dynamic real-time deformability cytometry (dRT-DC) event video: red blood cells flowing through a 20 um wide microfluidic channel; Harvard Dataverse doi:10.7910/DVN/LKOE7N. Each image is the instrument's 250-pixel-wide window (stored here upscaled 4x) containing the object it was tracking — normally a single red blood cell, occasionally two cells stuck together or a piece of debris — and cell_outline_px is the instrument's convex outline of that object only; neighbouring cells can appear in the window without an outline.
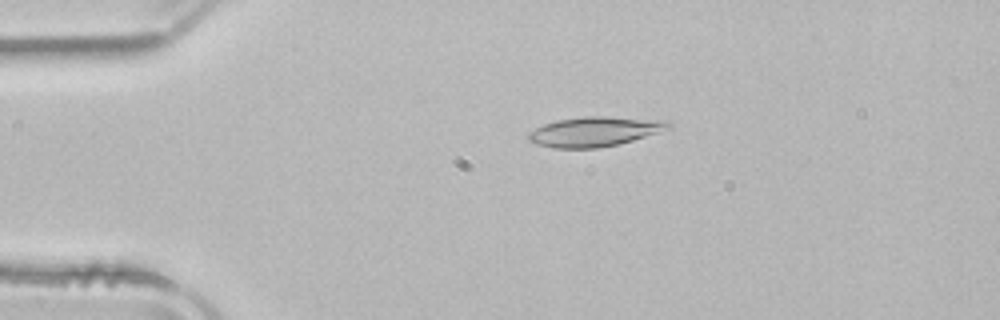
{"species": "common noctule bat (a hibernating species)", "species_latin": "Nyctalus noctula", "temperature_condition": "room temperature", "stored_images_in_passage": 42, "camera_frame_rate_fps": 3000, "um_per_image_px": 0.085, "animal": {"sex": "male", "body_mass_g": 21.5, "forearm_length_mm": 52.0}, "frame": {"image": 1, "passage_image": 1, "time_ms": 0.0, "image_size_px": [1000, 320], "cell_outline_px": [[672, 128], [620, 144], [600, 148], [552, 148], [536, 144], [528, 140], [528, 132], [544, 124], [556, 120], [584, 116], [608, 116], [664, 120], [672, 124]], "centroid_in_image_um": [50.55, 11.18], "position_along_channel_um": 34.5, "area_um2": 24.45}}
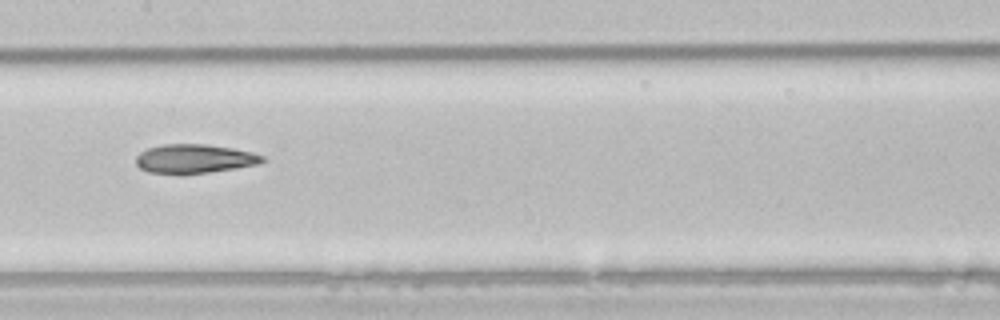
{"frame": {"image": 2, "passage_image": 16, "time_ms": 5.0, "image_size_px": [1000, 320], "cell_outline_px": [[268, 160], [260, 164], [236, 168], [208, 172], [176, 176], [148, 172], [140, 168], [136, 164], [136, 156], [140, 152], [148, 148], [164, 144], [208, 144], [232, 148], [252, 152], [264, 156]], "centroid_in_image_um": [16.52, 13.52], "position_along_channel_um": 190.9, "area_um2": 21.91}}
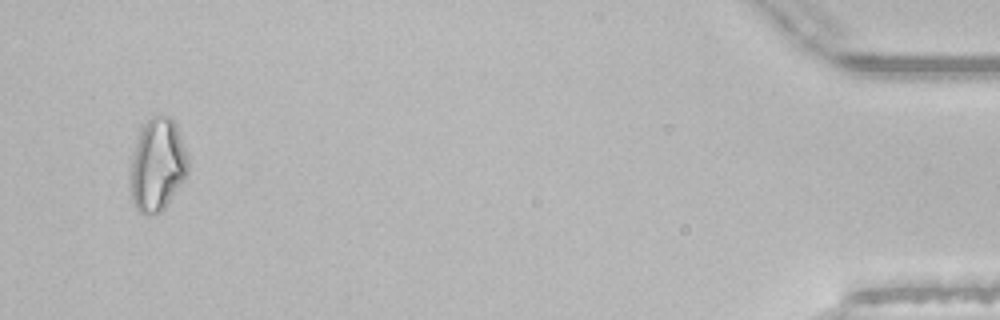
{"frame": {"image": 3, "passage_image": 40, "time_ms": 13.0, "image_size_px": [1000, 320], "cell_outline_px": [[188, 176], [164, 208], [160, 212], [148, 216], [144, 216], [136, 208], [132, 200], [128, 188], [128, 180], [136, 140], [144, 124], [152, 116], [168, 116], [172, 120], [176, 128], [184, 148], [188, 160]], "centroid_in_image_um": [13.34, 14.09], "position_along_channel_um": 421.9, "area_um2": 31.27}, "authors_computed_cell_mechanics": {"area_um2": 22.4553, "velocity_mm_per_s": 3.927, "shape_relaxation_time_tau1_ms": null, "shape_relaxation_time_tau2_ms": 7.0403, "deformation_change_tau1": null, "deformation_change_tau2": 0.1732}}